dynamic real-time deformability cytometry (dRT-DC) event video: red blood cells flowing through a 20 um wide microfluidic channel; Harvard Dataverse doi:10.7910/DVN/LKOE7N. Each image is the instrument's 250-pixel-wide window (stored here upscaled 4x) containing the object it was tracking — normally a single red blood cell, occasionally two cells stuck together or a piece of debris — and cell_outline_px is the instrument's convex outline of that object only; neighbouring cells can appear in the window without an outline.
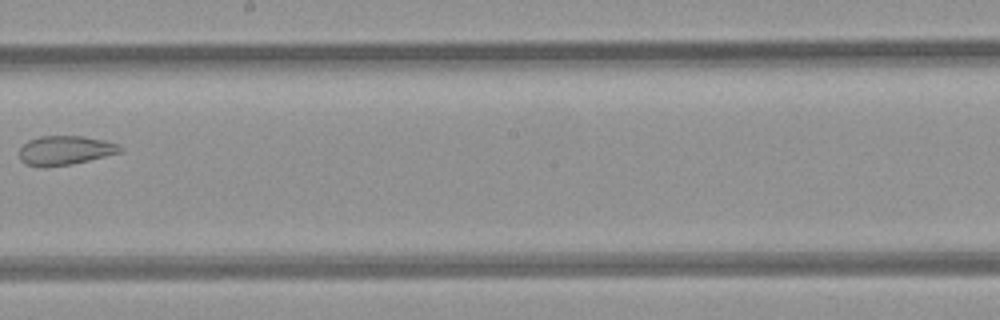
{"species": "common noctule bat (a hibernating species)", "species_latin": "Nyctalus noctula", "temperature_condition": "room temperature", "stored_images_in_passage": 7, "camera_frame_rate_fps": 3000, "um_per_image_px": 0.085, "animal": {"sex": "female", "body_mass_g": 21.9}, "frame": {"image": 1, "passage_image": 7, "time_ms": 8.0, "image_size_px": [1000, 320], "cell_outline_px": [[124, 148], [120, 152], [72, 164], [40, 168], [24, 164], [20, 160], [20, 148], [28, 140], [40, 136], [84, 136], [104, 140], [116, 144]], "centroid_in_image_um": [5.48, 12.79], "position_along_channel_um": 242.7, "area_um2": 17.17}}